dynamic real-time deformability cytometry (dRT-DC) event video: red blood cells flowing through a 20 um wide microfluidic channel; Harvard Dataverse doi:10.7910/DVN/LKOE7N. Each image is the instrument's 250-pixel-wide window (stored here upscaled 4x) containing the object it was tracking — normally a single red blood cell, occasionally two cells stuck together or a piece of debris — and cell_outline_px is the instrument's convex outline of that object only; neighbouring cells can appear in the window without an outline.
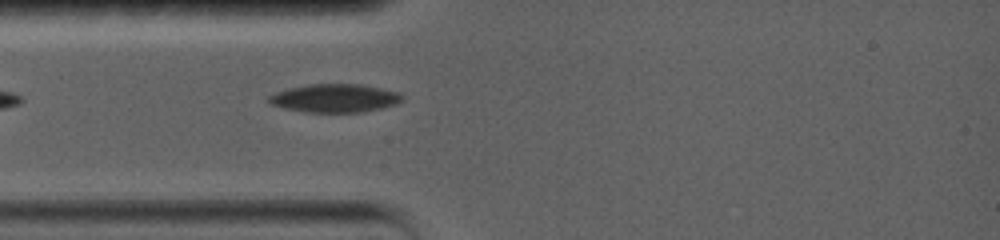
{"species": "common noctule bat (a hibernating species)", "species_latin": "Nyctalus noctula", "temperature_condition": "warm", "stored_images_in_passage": 24, "camera_frame_rate_fps": 5000, "um_per_image_px": 0.085, "animal": {"sex": "female", "body_mass_g": 19.0, "forearm_length_mm": 56.7}, "frame": {"image": 1, "passage_image": 1, "time_ms": 0.0, "image_size_px": [1000, 240], "cell_outline_px": [[404, 100], [396, 104], [364, 112], [304, 112], [284, 108], [268, 104], [268, 96], [276, 92], [288, 88], [308, 84], [360, 84], [400, 92], [404, 96]], "centroid_in_image_um": [28.45, 8.34], "position_along_channel_um": 56.5, "area_um2": 22.2}}
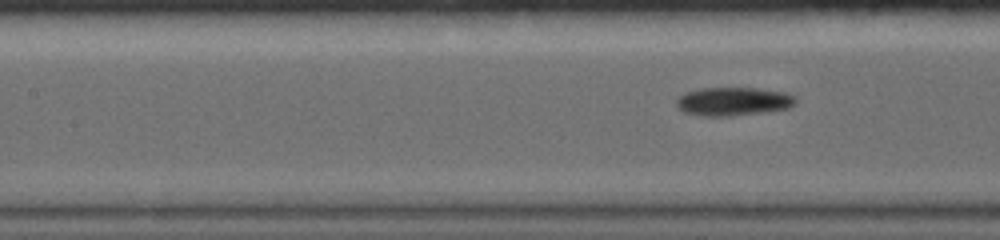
{"frame": {"image": 2, "passage_image": 11, "time_ms": 1.6, "image_size_px": [1000, 240], "cell_outline_px": [[796, 104], [788, 108], [732, 116], [704, 116], [684, 112], [676, 104], [676, 100], [684, 92], [700, 88], [760, 88], [784, 92], [796, 96]], "centroid_in_image_um": [62.33, 8.61], "position_along_channel_um": 145.1, "area_um2": 19.77}}
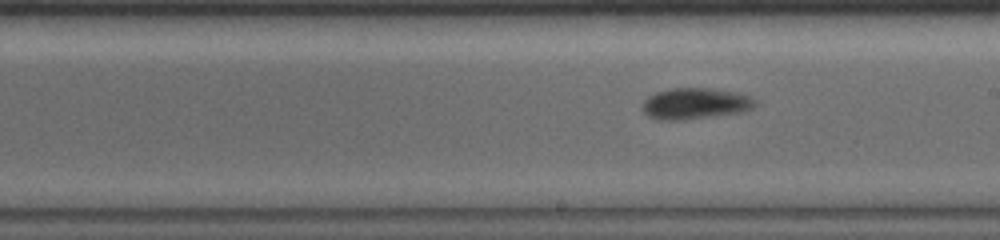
{"frame": {"image": 3, "passage_image": 21, "time_ms": 4.0, "image_size_px": [1000, 240], "cell_outline_px": [[756, 104], [752, 108], [744, 112], [680, 120], [664, 120], [648, 116], [644, 112], [644, 100], [648, 96], [656, 92], [672, 88], [712, 88], [736, 92], [748, 96], [756, 100]], "centroid_in_image_um": [59.11, 8.79], "position_along_channel_um": 229.9, "area_um2": 20.35}}